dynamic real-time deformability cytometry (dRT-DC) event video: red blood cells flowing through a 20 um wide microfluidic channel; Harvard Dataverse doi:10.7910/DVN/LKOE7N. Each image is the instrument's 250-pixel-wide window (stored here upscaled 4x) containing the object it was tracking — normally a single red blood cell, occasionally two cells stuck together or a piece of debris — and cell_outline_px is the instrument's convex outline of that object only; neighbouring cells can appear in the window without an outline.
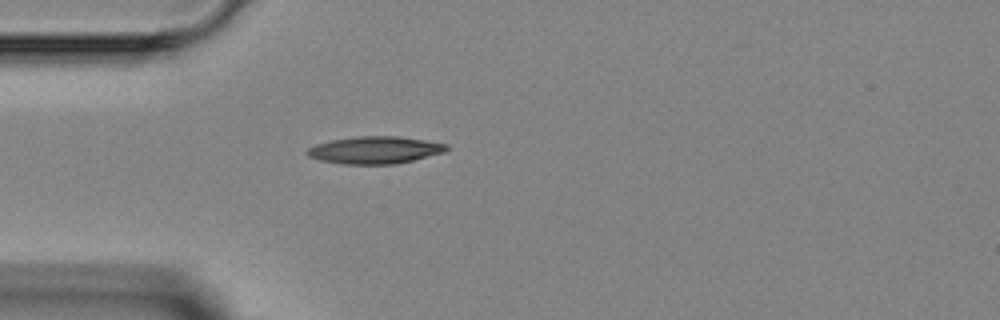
{"species": "Egyptian fruit bat (a non-hibernating species)", "species_latin": "Rousettus aegyptiacus", "temperature_condition": "room temperature", "stored_images_in_passage": 1, "camera_frame_rate_fps": 3000, "um_per_image_px": 0.085, "animal": {"sex": "female"}, "frame": {"image": 1, "passage_image": 1, "time_ms": 0.0, "image_size_px": [1000, 320], "cell_outline_px": [[448, 148], [444, 152], [396, 164], [344, 164], [320, 160], [308, 156], [304, 152], [308, 148], [316, 144], [332, 140], [356, 136], [396, 136], [424, 140], [448, 144]], "centroid_in_image_um": [31.84, 12.75], "position_along_channel_um": 53.2, "area_um2": 22.02}}